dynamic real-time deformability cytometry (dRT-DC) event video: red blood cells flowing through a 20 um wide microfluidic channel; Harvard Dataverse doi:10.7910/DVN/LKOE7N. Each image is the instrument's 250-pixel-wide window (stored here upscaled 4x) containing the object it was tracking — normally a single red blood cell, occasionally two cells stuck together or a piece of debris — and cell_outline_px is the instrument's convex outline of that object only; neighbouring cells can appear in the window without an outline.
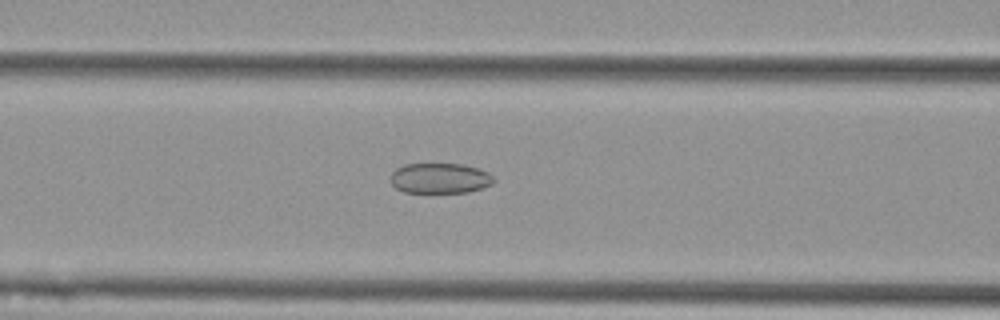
{"species": "Egyptian fruit bat (a non-hibernating species)", "species_latin": "Rousettus aegyptiacus", "temperature_condition": "cold", "stored_images_in_passage": 35, "camera_frame_rate_fps": 3000, "um_per_image_px": 0.085, "animal": {"sex": "female"}, "frame": {"image": 1, "passage_image": 21, "time_ms": 6.667, "image_size_px": [1000, 320], "cell_outline_px": [[496, 180], [492, 184], [468, 192], [404, 192], [396, 188], [392, 184], [392, 172], [396, 168], [404, 164], [460, 164], [476, 168], [488, 172]], "centroid_in_image_um": [37.39, 15.15], "position_along_channel_um": 129.2, "area_um2": 18.03}}
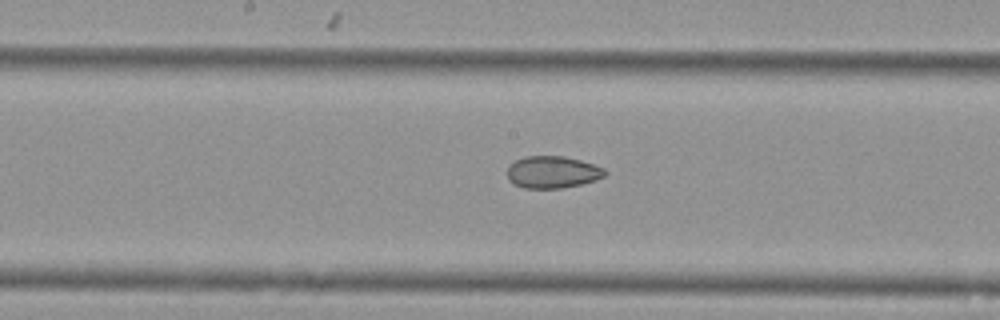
{"frame": {"image": 2, "passage_image": 27, "time_ms": 8.667, "image_size_px": [1000, 320], "cell_outline_px": [[608, 172], [604, 176], [596, 180], [580, 184], [560, 188], [524, 188], [512, 184], [508, 180], [508, 168], [516, 160], [524, 156], [564, 156], [580, 160], [604, 168]], "centroid_in_image_um": [46.96, 14.63], "position_along_channel_um": 201.2, "area_um2": 18.21}}
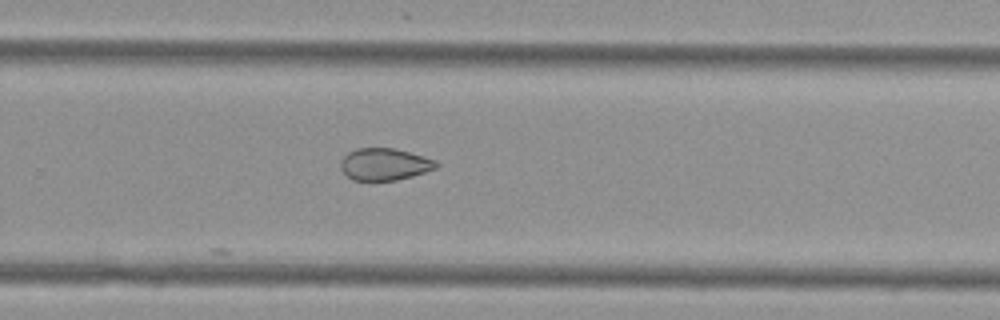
{"frame": {"image": 3, "passage_image": 35, "time_ms": 11.333, "image_size_px": [1000, 320], "cell_outline_px": [[440, 164], [436, 168], [412, 176], [396, 180], [352, 180], [340, 168], [340, 160], [348, 152], [356, 148], [396, 148], [424, 156], [436, 160]], "centroid_in_image_um": [32.69, 13.95], "position_along_channel_um": 297.1, "area_um2": 17.92}}